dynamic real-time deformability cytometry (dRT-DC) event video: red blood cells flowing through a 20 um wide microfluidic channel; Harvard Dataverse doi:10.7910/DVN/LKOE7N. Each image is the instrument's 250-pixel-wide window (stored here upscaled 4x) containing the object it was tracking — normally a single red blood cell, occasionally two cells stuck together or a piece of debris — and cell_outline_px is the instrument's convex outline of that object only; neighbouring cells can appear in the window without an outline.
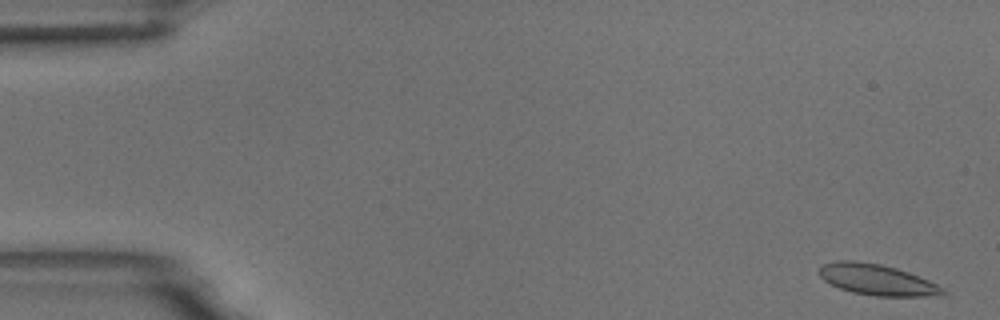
{"species": "common noctule bat (a hibernating species)", "species_latin": "Nyctalus noctula", "temperature_condition": "room temperature", "stored_images_in_passage": 4, "camera_frame_rate_fps": 3000, "um_per_image_px": 0.085, "animal": {"sex": "male", "body_mass_g": 18.8}, "frame": {"image": 1, "passage_image": 1, "time_ms": 0.0, "image_size_px": [1000, 320], "cell_outline_px": [[948, 292], [944, 296], [876, 296], [852, 292], [840, 288], [824, 280], [820, 276], [820, 268], [824, 264], [836, 260], [856, 260], [880, 264], [896, 268], [908, 272], [928, 280], [944, 288]], "centroid_in_image_um": [74.59, 23.78], "position_along_channel_um": 10.4, "area_um2": 22.25}}
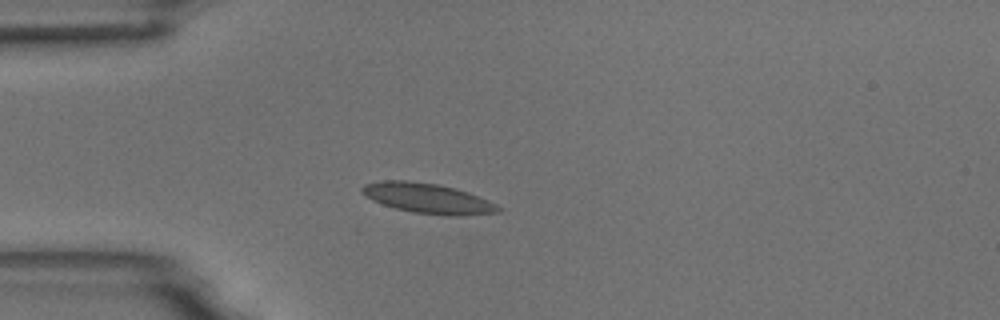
{"frame": {"image": 2, "passage_image": 4, "time_ms": 4.333, "image_size_px": [1000, 320], "cell_outline_px": [[504, 208], [500, 212], [460, 216], [448, 216], [412, 212], [396, 208], [372, 200], [360, 192], [360, 188], [364, 184], [384, 180], [404, 180], [436, 184], [468, 192], [488, 200]], "centroid_in_image_um": [36.37, 16.87], "position_along_channel_um": 48.6, "area_um2": 23.81}}